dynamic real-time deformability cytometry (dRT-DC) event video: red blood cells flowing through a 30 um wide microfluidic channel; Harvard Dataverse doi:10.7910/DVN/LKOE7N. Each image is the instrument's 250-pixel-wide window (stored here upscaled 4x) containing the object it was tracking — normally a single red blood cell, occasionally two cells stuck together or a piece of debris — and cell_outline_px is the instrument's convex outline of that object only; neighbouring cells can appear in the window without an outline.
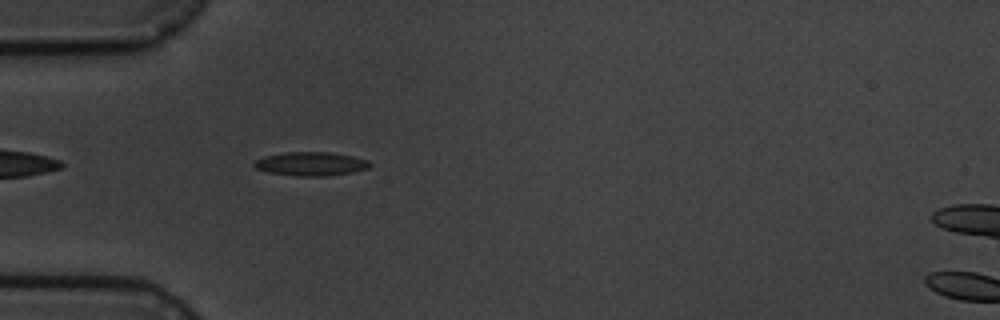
{"species": "common noctule bat (a hibernating species)", "species_latin": "Nyctalus noctula", "temperature_condition": "cold", "stored_images_in_passage": 3, "camera_frame_rate_fps": 3000, "um_per_image_px": 0.085, "animal": {"sex": "male", "body_mass_g": 19.5, "forearm_length_mm": 54.6}, "frame": {"image": 1, "passage_image": 2, "time_ms": 1.333, "image_size_px": [1000, 320], "cell_outline_px": [[372, 164], [368, 168], [352, 172], [328, 176], [296, 176], [268, 172], [256, 168], [252, 164], [256, 160], [264, 156], [284, 152], [332, 152], [352, 156], [368, 160]], "centroid_in_image_um": [26.42, 13.92], "position_along_channel_um": 58.6, "area_um2": 16.07}}